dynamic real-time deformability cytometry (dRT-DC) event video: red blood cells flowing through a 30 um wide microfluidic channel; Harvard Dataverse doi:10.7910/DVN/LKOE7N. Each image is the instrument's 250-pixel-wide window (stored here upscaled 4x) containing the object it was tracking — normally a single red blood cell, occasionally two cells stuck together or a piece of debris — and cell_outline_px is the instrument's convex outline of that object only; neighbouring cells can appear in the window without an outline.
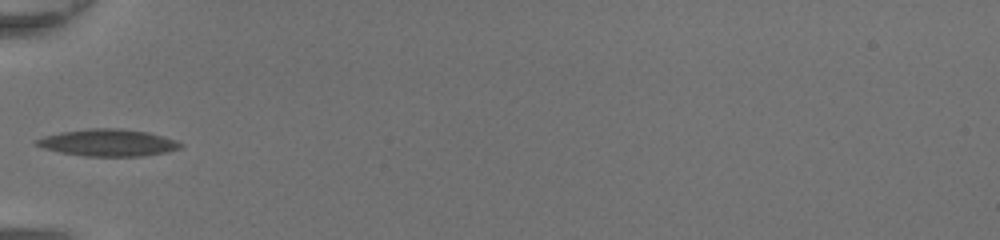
{"species": "common noctule bat (a hibernating species)", "species_latin": "Nyctalus noctula", "temperature_condition": "room temperature", "stored_images_in_passage": 31, "camera_frame_rate_fps": 3000, "um_per_image_px": 0.085, "animal": {"sex": "female", "body_mass_g": 20.0, "forearm_length_mm": 54.0}, "frame": {"image": 1, "passage_image": 1, "time_ms": 0.0, "image_size_px": [1000, 240], "cell_outline_px": [[184, 144], [180, 148], [164, 152], [140, 156], [84, 156], [60, 152], [44, 148], [36, 144], [36, 140], [44, 136], [60, 132], [92, 128], [120, 128], [148, 132], [176, 140]], "centroid_in_image_um": [9.19, 12.12], "position_along_channel_um": 75.8, "area_um2": 22.43}}
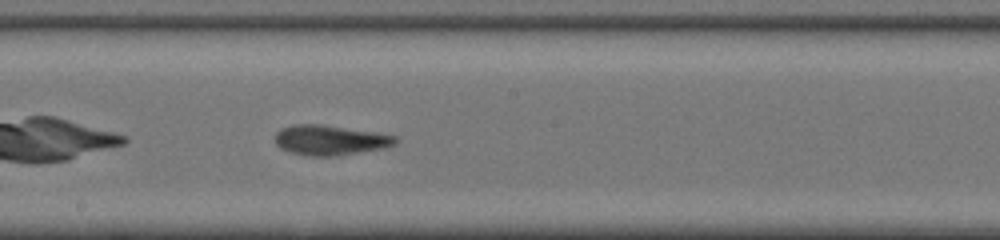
{"frame": {"image": 2, "passage_image": 11, "time_ms": 3.333, "image_size_px": [1000, 240], "cell_outline_px": [[400, 140], [396, 144], [384, 148], [336, 156], [308, 156], [292, 152], [280, 148], [276, 144], [276, 132], [280, 128], [292, 124], [320, 124], [372, 132], [396, 136]], "centroid_in_image_um": [28.05, 11.91], "position_along_channel_um": 220.2, "area_um2": 20.98}}
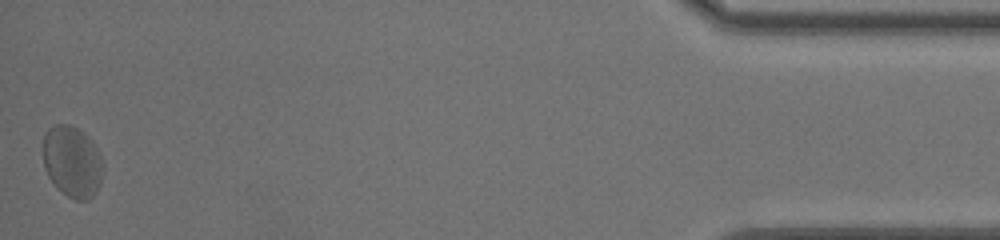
{"frame": {"image": 3, "passage_image": 31, "time_ms": 10.0, "image_size_px": [1000, 240], "cell_outline_px": [[104, 168], [100, 184], [96, 192], [88, 200], [76, 200], [68, 196], [48, 176], [44, 168], [44, 132], [52, 124], [68, 124], [84, 132], [92, 140], [104, 164]], "centroid_in_image_um": [6.16, 13.71], "position_along_channel_um": 429.0, "area_um2": 24.91}, "authors_computed_cell_mechanics": {"area_um2": 21.4438, "velocity_mm_per_s": 4.3274, "shape_relaxation_time_tau1_ms": 4.292, "shape_relaxation_time_tau2_ms": 1.547, "deformation_change_tau1": 0.1194, "deformation_change_tau2": 0.0816}}